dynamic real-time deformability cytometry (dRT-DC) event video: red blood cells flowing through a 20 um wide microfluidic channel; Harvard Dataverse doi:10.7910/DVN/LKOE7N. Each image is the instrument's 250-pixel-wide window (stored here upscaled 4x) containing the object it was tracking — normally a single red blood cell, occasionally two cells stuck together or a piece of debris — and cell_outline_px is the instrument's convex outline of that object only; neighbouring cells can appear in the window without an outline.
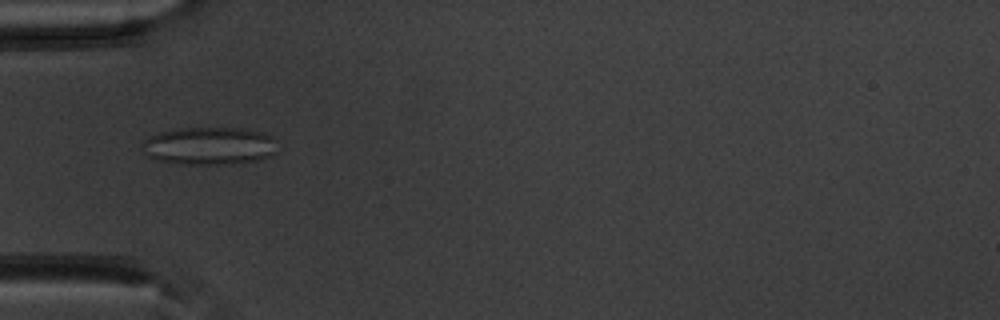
{"species": "common noctule bat (a hibernating species)", "species_latin": "Nyctalus noctula", "temperature_condition": "warm", "stored_images_in_passage": 54, "camera_frame_rate_fps": 3000, "um_per_image_px": 0.085, "animal": {"sex": "male", "body_mass_g": 20.1, "forearm_length_mm": 53.5}, "frame": {"image": 1, "passage_image": 18, "time_ms": 5.667, "image_size_px": [1000, 320], "cell_outline_px": [[276, 152], [268, 156], [256, 160], [232, 164], [184, 164], [156, 160], [148, 156], [140, 148], [140, 144], [148, 136], [160, 132], [176, 128], [244, 128], [264, 132], [272, 136], [276, 140]], "centroid_in_image_um": [17.77, 12.39], "position_along_channel_um": 67.2, "area_um2": 30.11}}
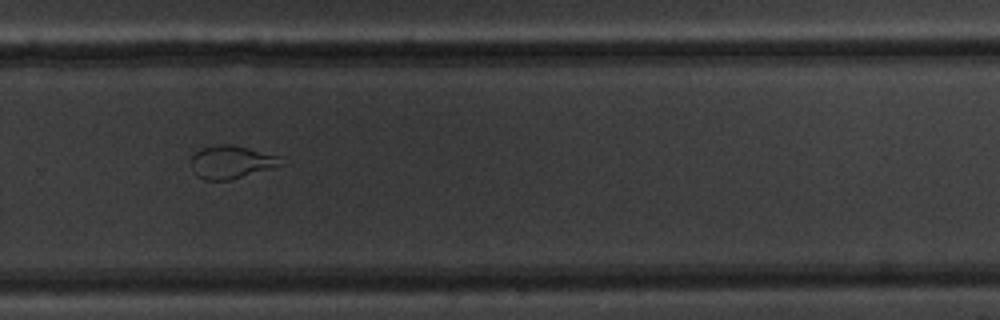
{"frame": {"image": 2, "passage_image": 37, "time_ms": 12.0, "image_size_px": [1000, 320], "cell_outline_px": [[288, 164], [228, 180], [204, 180], [196, 176], [192, 168], [192, 156], [200, 148], [216, 144], [232, 144], [280, 156]], "centroid_in_image_um": [19.7, 13.77], "position_along_channel_um": 310.1, "area_um2": 17.46}}
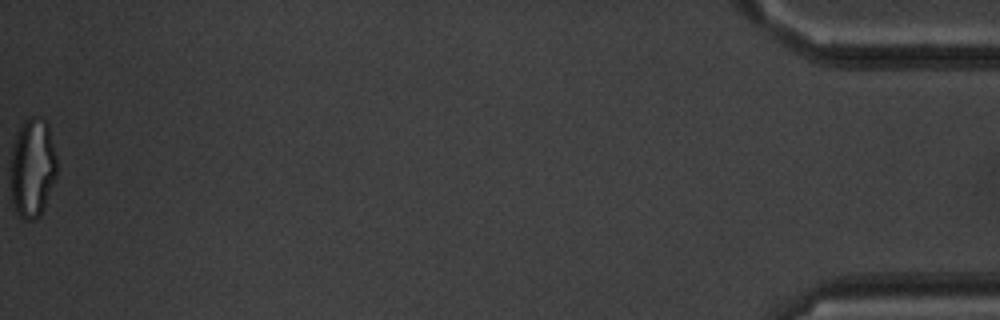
{"frame": {"image": 3, "passage_image": 54, "time_ms": 17.667, "image_size_px": [1000, 320], "cell_outline_px": [[56, 176], [44, 208], [40, 216], [36, 220], [24, 220], [12, 208], [12, 148], [20, 128], [32, 116], [40, 116], [48, 124], [56, 156]], "centroid_in_image_um": [2.78, 14.32], "position_along_channel_um": 432.4, "area_um2": 26.41}, "authors_computed_cell_mechanics": {"area_um2": 25.6632, "velocity_mm_per_s": 3.8406, "shape_relaxation_time_tau1_ms": null, "shape_relaxation_time_tau2_ms": 1.0322, "deformation_change_tau1": null, "deformation_change_tau2": 0.088}}